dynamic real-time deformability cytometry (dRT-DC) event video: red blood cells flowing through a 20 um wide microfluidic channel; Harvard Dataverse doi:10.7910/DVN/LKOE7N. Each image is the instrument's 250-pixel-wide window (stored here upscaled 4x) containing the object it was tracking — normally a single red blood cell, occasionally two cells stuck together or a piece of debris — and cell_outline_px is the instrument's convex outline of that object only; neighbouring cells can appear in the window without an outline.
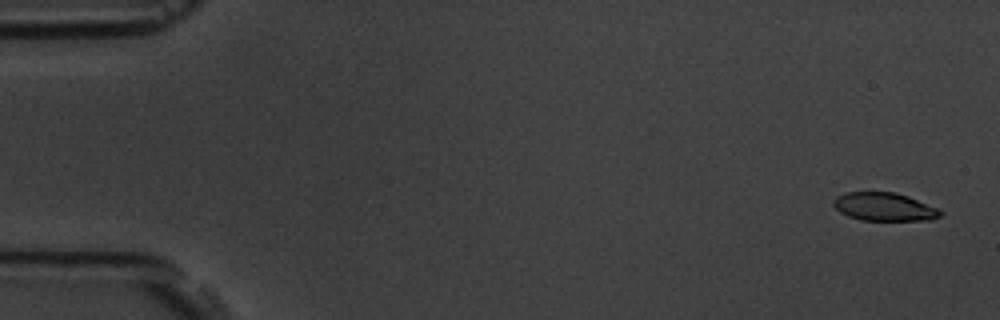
{"species": "common noctule bat (a hibernating species)", "species_latin": "Nyctalus noctula", "temperature_condition": "room temperature", "stored_images_in_passage": 5, "camera_frame_rate_fps": 3000, "um_per_image_px": 0.085, "animal": {"sex": "male", "body_mass_g": 19.5, "forearm_length_mm": 54.6}, "frame": {"image": 1, "passage_image": 1, "time_ms": 0.0, "image_size_px": [1000, 320], "cell_outline_px": [[944, 212], [940, 216], [932, 220], [860, 220], [848, 216], [840, 212], [832, 204], [832, 200], [836, 196], [844, 192], [896, 192], [908, 196], [940, 208]], "centroid_in_image_um": [75.18, 17.57], "position_along_channel_um": 9.8, "area_um2": 17.86}}